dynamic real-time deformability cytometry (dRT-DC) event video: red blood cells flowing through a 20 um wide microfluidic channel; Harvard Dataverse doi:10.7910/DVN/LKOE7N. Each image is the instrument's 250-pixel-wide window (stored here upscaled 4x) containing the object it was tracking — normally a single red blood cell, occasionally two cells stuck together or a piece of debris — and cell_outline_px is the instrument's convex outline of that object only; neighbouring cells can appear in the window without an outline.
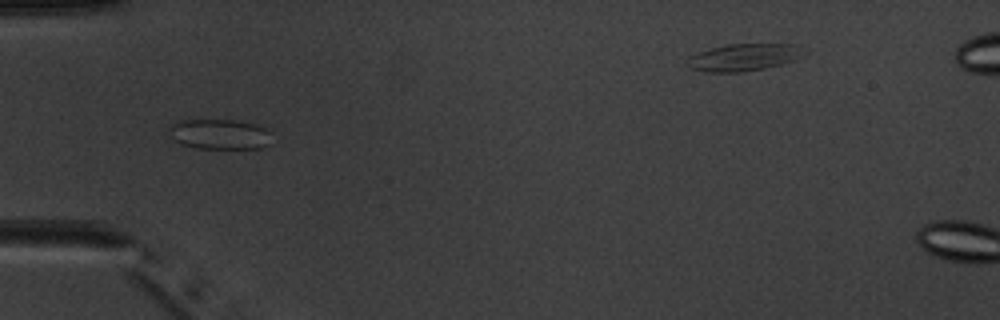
{"species": "common noctule bat (a hibernating species)", "species_latin": "Nyctalus noctula", "temperature_condition": "warm", "stored_images_in_passage": 4, "camera_frame_rate_fps": 3000, "um_per_image_px": 0.085, "animal": {"sex": "male", "body_mass_g": 20.1, "forearm_length_mm": 53.5}, "frame": {"image": 1, "passage_image": 2, "time_ms": 1.333, "image_size_px": [1000, 320], "cell_outline_px": [[268, 144], [260, 148], [196, 148], [180, 144], [172, 136], [168, 128], [172, 124], [180, 120], [232, 120], [256, 124], [264, 128], [268, 132]], "centroid_in_image_um": [18.62, 11.4], "position_along_channel_um": 66.4, "area_um2": 17.69}}
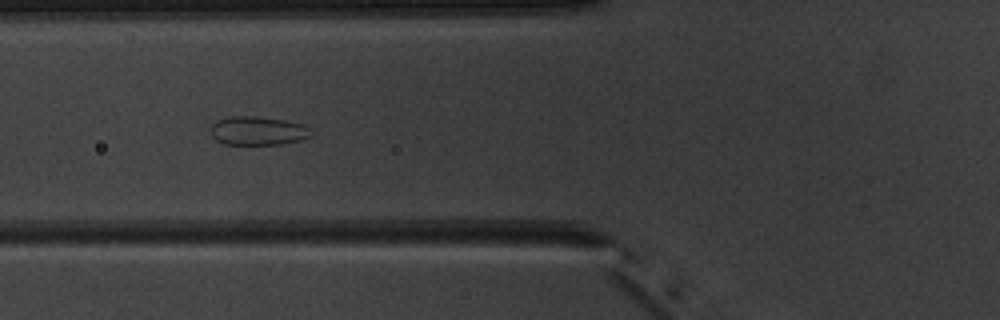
{"frame": {"image": 2, "passage_image": 3, "time_ms": 2.333, "image_size_px": [1000, 320], "cell_outline_px": [[308, 136], [300, 140], [280, 144], [224, 144], [216, 140], [212, 136], [212, 124], [216, 120], [232, 116], [252, 116], [284, 120], [300, 124], [308, 128]], "centroid_in_image_um": [21.84, 11.12], "position_along_channel_um": 104.0, "area_um2": 16.36}}
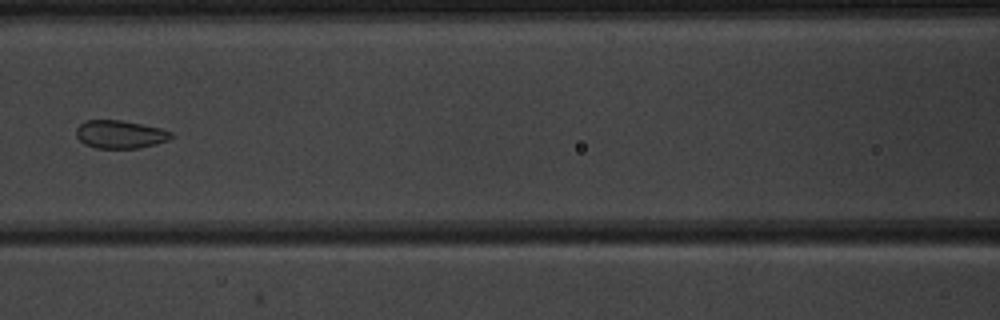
{"frame": {"image": 3, "passage_image": 4, "time_ms": 3.667, "image_size_px": [1000, 320], "cell_outline_px": [[176, 136], [168, 140], [156, 144], [140, 148], [96, 148], [84, 144], [76, 136], [76, 128], [84, 120], [120, 120], [160, 128], [172, 132]], "centroid_in_image_um": [10.22, 11.42], "position_along_channel_um": 156.4, "area_um2": 15.61}}